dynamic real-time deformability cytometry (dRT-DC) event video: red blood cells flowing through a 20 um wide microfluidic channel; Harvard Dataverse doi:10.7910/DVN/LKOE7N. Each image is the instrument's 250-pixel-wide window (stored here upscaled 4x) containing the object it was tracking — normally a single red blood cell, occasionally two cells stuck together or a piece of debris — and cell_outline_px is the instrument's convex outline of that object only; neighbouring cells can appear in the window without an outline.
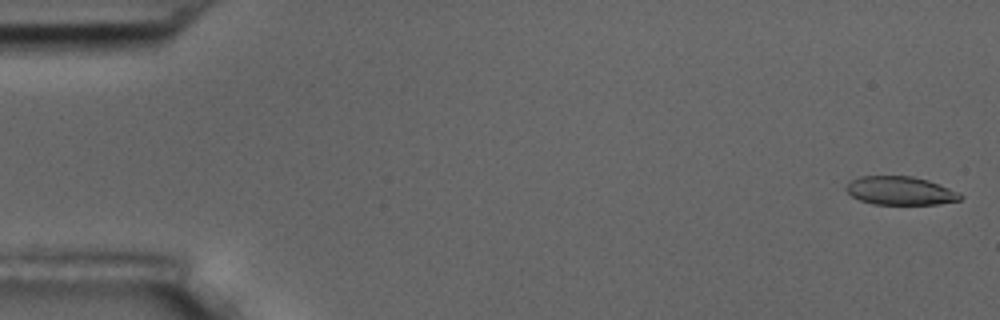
{"species": "common noctule bat (a hibernating species)", "species_latin": "Nyctalus noctula", "temperature_condition": "room temperature", "stored_images_in_passage": 56, "camera_frame_rate_fps": 3000, "um_per_image_px": 0.085, "animal": {"sex": "male", "body_mass_g": 17.5, "forearm_length_mm": 52.3}, "frame": {"image": 1, "passage_image": 2, "time_ms": 0.333, "image_size_px": [1000, 320], "cell_outline_px": [[964, 196], [960, 200], [936, 204], [872, 204], [860, 200], [852, 196], [844, 188], [852, 180], [860, 176], [912, 176], [928, 180], [960, 192]], "centroid_in_image_um": [76.54, 16.21], "position_along_channel_um": 8.5, "area_um2": 18.9}}
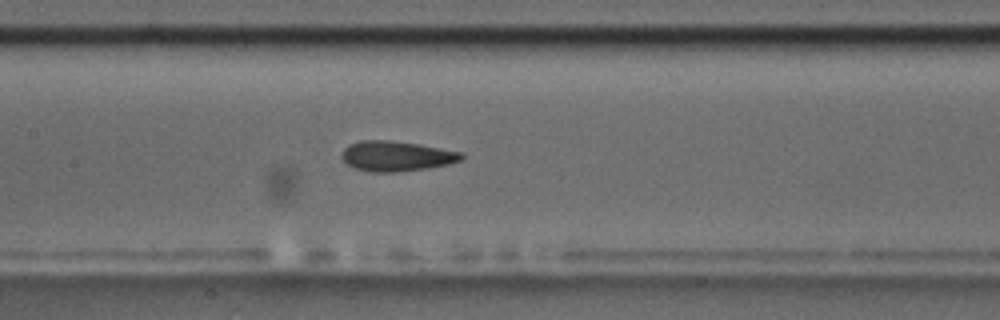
{"frame": {"image": 2, "passage_image": 27, "time_ms": 8.667, "image_size_px": [1000, 320], "cell_outline_px": [[464, 156], [460, 160], [448, 164], [428, 168], [400, 172], [372, 172], [356, 168], [348, 164], [340, 156], [344, 148], [348, 144], [360, 140], [388, 140], [416, 144], [440, 148], [460, 152]], "centroid_in_image_um": [33.65, 13.27], "position_along_channel_um": 173.7, "area_um2": 20.87}}
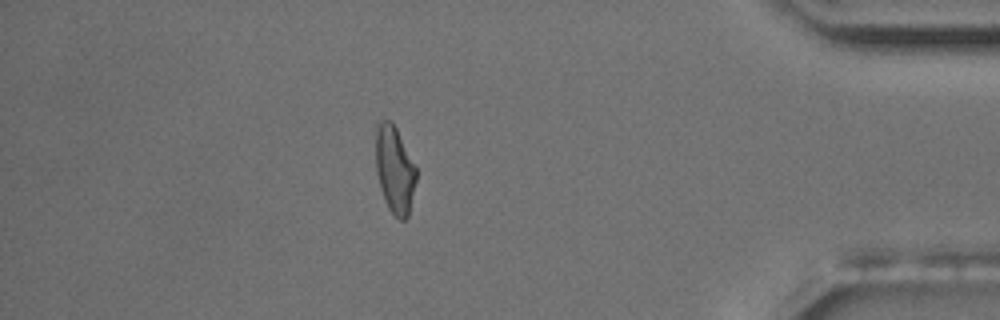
{"frame": {"image": 3, "passage_image": 49, "time_ms": 16.0, "image_size_px": [1000, 320], "cell_outline_px": [[416, 180], [408, 216], [404, 220], [400, 220], [388, 208], [376, 172], [376, 120], [392, 120], [416, 168]], "centroid_in_image_um": [33.53, 14.37], "position_along_channel_um": 401.7, "area_um2": 20.29}, "authors_computed_cell_mechanics": {"area_um2": 20.6057, "velocity_mm_per_s": 3.6613, "shape_relaxation_time_tau1_ms": 4.4406, "shape_relaxation_time_tau2_ms": 1.8577, "deformation_change_tau1": 0.1498, "deformation_change_tau2": 0.0958}}